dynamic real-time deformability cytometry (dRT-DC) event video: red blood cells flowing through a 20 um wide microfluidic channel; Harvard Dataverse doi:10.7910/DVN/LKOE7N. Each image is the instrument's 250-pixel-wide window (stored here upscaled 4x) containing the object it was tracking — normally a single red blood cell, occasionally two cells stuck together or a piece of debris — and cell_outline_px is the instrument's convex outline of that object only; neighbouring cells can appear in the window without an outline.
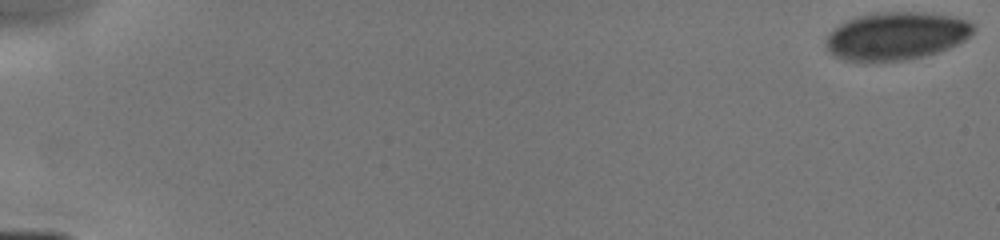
{"species": "human", "species_latin": "Homo sapiens", "temperature_condition": "cold", "stored_images_in_passage": 7, "camera_frame_rate_fps": 3000, "um_per_image_px": 0.085, "donor": {"sex": "male"}, "frame": {"image": 1, "passage_image": 1, "time_ms": 0.0, "image_size_px": [1000, 240], "cell_outline_px": [[976, 28], [964, 40], [948, 48], [936, 52], [908, 60], [872, 64], [864, 64], [844, 60], [832, 56], [828, 52], [824, 40], [828, 32], [840, 24], [856, 16], [876, 12], [924, 12], [952, 16], [968, 20], [976, 24]], "centroid_in_image_um": [76.11, 3.09], "position_along_channel_um": 8.9, "area_um2": 42.25}}
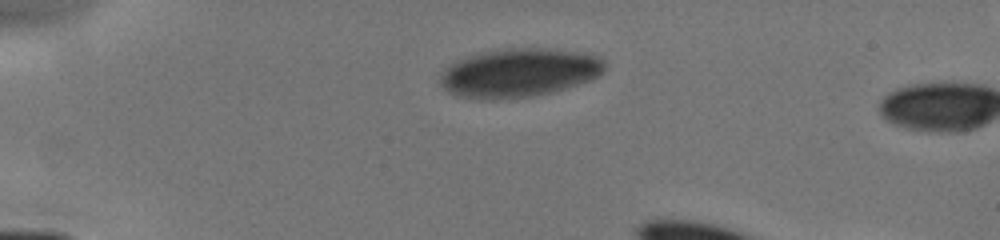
{"frame": {"image": 2, "passage_image": 6, "time_ms": 4.0, "image_size_px": [1000, 240], "cell_outline_px": [[604, 72], [588, 80], [552, 92], [528, 96], [492, 100], [484, 100], [460, 96], [448, 92], [440, 84], [440, 72], [456, 60], [480, 52], [508, 48], [540, 48], [576, 52], [600, 56], [604, 60]], "centroid_in_image_um": [44.06, 6.18], "position_along_channel_um": 40.9, "area_um2": 46.36}}